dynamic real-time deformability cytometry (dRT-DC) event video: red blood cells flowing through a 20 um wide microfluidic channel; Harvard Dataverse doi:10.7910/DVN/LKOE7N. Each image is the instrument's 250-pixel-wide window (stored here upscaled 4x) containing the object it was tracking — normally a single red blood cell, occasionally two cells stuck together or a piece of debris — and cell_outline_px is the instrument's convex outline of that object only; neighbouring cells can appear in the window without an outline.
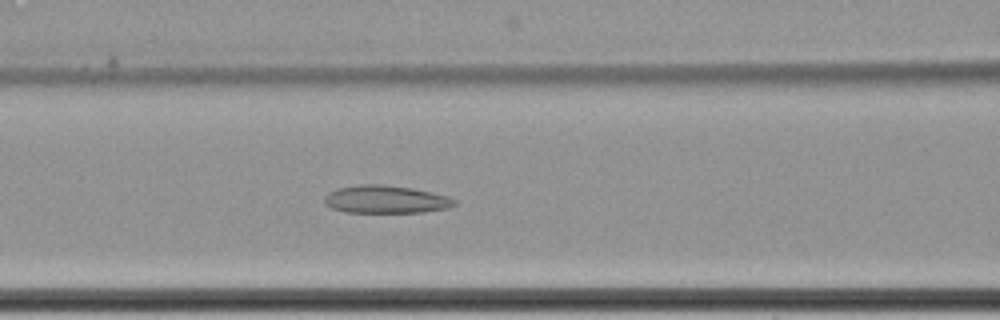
{"species": "common noctule bat (a hibernating species)", "species_latin": "Nyctalus noctula", "temperature_condition": "cold", "stored_images_in_passage": 41, "camera_frame_rate_fps": 3000, "um_per_image_px": 0.085, "animal": {"sex": "female", "body_mass_g": 22.7, "forearm_length_mm": 54.2}, "frame": {"image": 1, "passage_image": 7, "time_ms": 2.0, "image_size_px": [1000, 320], "cell_outline_px": [[456, 204], [448, 208], [424, 212], [344, 212], [332, 208], [324, 204], [324, 196], [328, 192], [336, 188], [360, 184], [380, 184], [412, 188], [432, 192], [448, 196], [456, 200]], "centroid_in_image_um": [32.77, 16.94], "position_along_channel_um": 133.8, "area_um2": 21.21}}
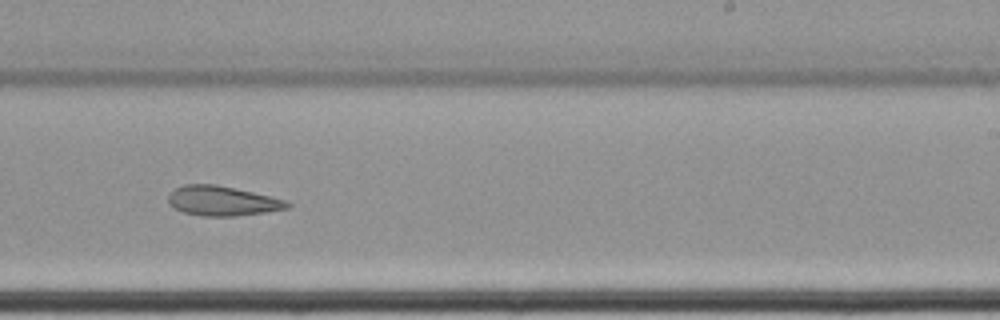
{"frame": {"image": 2, "passage_image": 19, "time_ms": 6.0, "image_size_px": [1000, 320], "cell_outline_px": [[292, 204], [288, 208], [264, 212], [236, 216], [204, 216], [184, 212], [168, 204], [168, 192], [184, 184], [216, 184], [288, 200]], "centroid_in_image_um": [18.89, 17.07], "position_along_channel_um": 270.1, "area_um2": 20.58}}
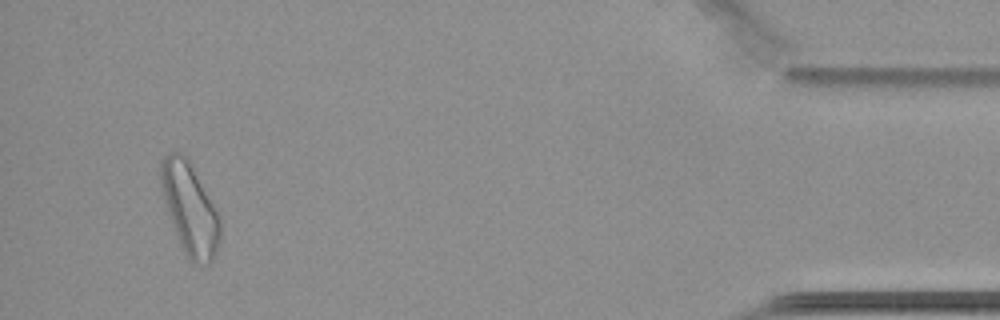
{"frame": {"image": 3, "passage_image": 38, "time_ms": 12.333, "image_size_px": [1000, 320], "cell_outline_px": [[220, 240], [216, 252], [212, 260], [208, 264], [196, 264], [188, 260], [180, 244], [168, 216], [160, 188], [160, 160], [168, 152], [180, 152], [188, 156], [220, 216]], "centroid_in_image_um": [16.12, 17.71], "position_along_channel_um": 419.1, "area_um2": 32.19}, "authors_computed_cell_mechanics": {"area_um2": 21.7328, "velocity_mm_per_s": 3.411, "shape_relaxation_time_tau1_ms": null, "shape_relaxation_time_tau2_ms": 5.1842, "deformation_change_tau1": null, "deformation_change_tau2": 0.1169}}